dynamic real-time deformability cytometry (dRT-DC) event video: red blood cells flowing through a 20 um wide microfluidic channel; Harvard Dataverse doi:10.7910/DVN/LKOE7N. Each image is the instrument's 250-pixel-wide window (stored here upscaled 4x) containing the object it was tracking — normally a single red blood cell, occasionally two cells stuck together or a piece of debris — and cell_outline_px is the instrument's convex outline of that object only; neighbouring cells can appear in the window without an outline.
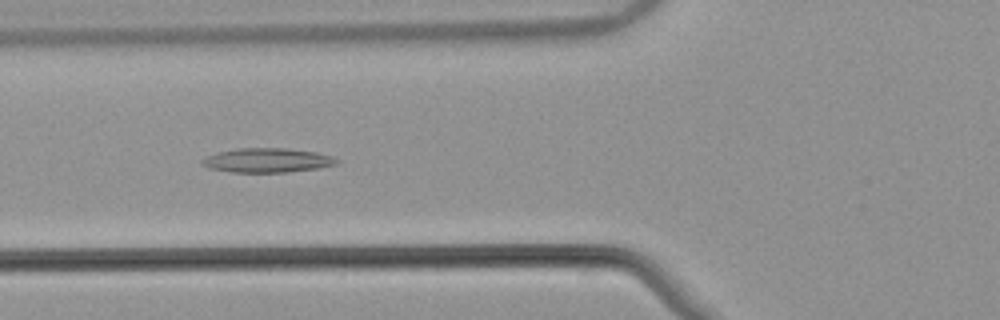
{"species": "common noctule bat (a hibernating species)", "species_latin": "Nyctalus noctula", "temperature_condition": "warm", "stored_images_in_passage": 54, "camera_frame_rate_fps": 3000, "um_per_image_px": 0.085, "animal": {"sex": "male", "body_mass_g": 21.5, "forearm_length_mm": 52.0}, "frame": {"image": 1, "passage_image": 21, "time_ms": 6.667, "image_size_px": [1000, 320], "cell_outline_px": [[340, 164], [320, 168], [288, 172], [232, 172], [208, 168], [200, 164], [200, 160], [208, 156], [220, 152], [240, 148], [288, 148], [316, 152], [332, 156], [340, 160]], "centroid_in_image_um": [22.77, 13.63], "position_along_channel_um": 103.0, "area_um2": 19.19}}
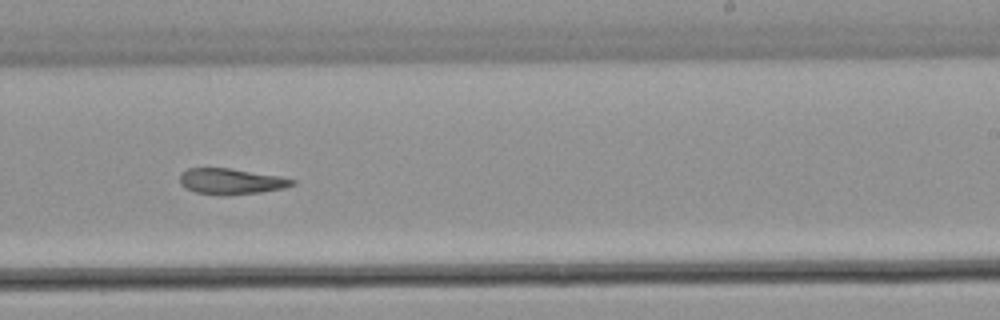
{"frame": {"image": 2, "passage_image": 34, "time_ms": 11.0, "image_size_px": [1000, 320], "cell_outline_px": [[296, 184], [284, 188], [260, 192], [228, 196], [224, 196], [196, 192], [184, 188], [180, 184], [180, 172], [188, 168], [228, 168], [280, 176], [296, 180]], "centroid_in_image_um": [19.63, 15.42], "position_along_channel_um": 269.4, "area_um2": 17.11}}
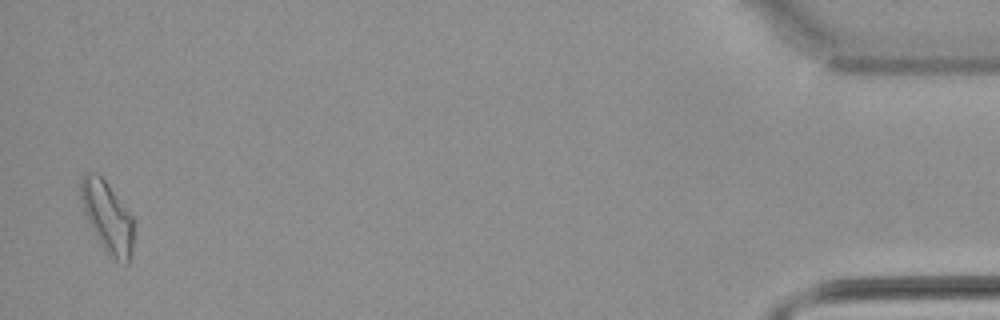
{"frame": {"image": 3, "passage_image": 53, "time_ms": 17.333, "image_size_px": [1000, 320], "cell_outline_px": [[132, 252], [128, 264], [124, 264], [108, 256], [96, 236], [92, 228], [80, 200], [80, 180], [84, 172], [96, 172], [104, 180], [132, 216]], "centroid_in_image_um": [9.11, 18.44], "position_along_channel_um": 426.1, "area_um2": 21.5}}